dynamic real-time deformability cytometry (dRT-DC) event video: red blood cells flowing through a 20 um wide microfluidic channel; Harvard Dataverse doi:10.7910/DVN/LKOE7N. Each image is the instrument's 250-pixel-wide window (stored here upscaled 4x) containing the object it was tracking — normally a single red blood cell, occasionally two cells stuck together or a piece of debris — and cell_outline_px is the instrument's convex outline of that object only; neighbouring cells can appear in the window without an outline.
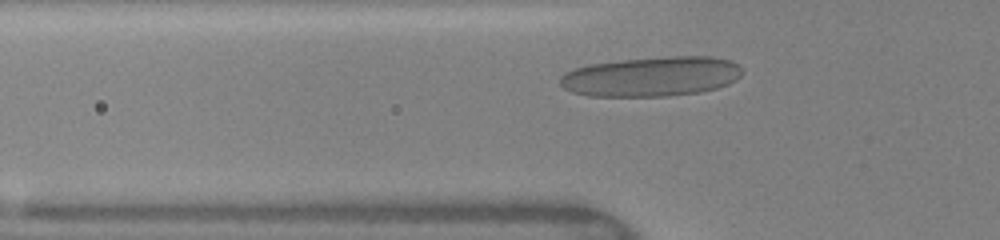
{"species": "human", "species_latin": "Homo sapiens", "temperature_condition": "warm", "stored_images_in_passage": 33, "camera_frame_rate_fps": 3000, "um_per_image_px": 0.085, "donor": {"sex": "female"}, "frame": {"image": 1, "passage_image": 7, "time_ms": 2.0, "image_size_px": [1000, 240], "cell_outline_px": [[744, 72], [736, 80], [728, 84], [716, 88], [700, 92], [668, 96], [588, 96], [572, 92], [564, 88], [560, 84], [560, 76], [564, 72], [588, 64], [620, 60], [668, 56], [712, 56], [732, 60]], "centroid_in_image_um": [55.38, 6.5], "position_along_channel_um": 70.4, "area_um2": 42.48}}
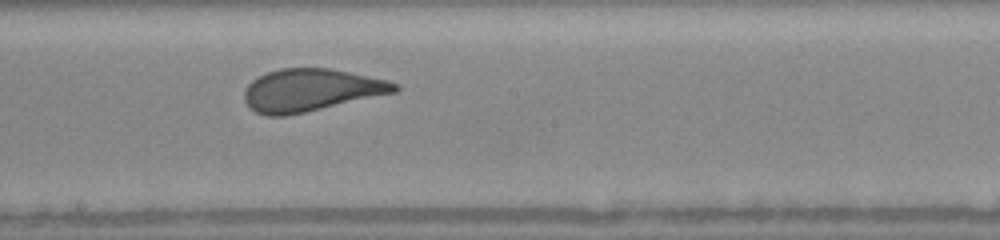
{"frame": {"image": 2, "passage_image": 18, "time_ms": 5.667, "image_size_px": [1000, 240], "cell_outline_px": [[400, 88], [396, 92], [304, 112], [284, 116], [268, 116], [256, 112], [248, 108], [244, 100], [244, 88], [252, 80], [268, 72], [280, 68], [328, 68], [388, 80], [400, 84]], "centroid_in_image_um": [26.4, 7.66], "position_along_channel_um": 221.8, "area_um2": 37.05}}
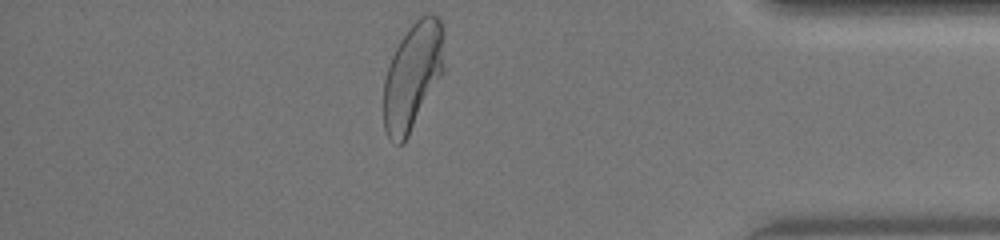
{"frame": {"image": 3, "passage_image": 33, "time_ms": 10.667, "image_size_px": [1000, 240], "cell_outline_px": [[444, 72], [404, 144], [396, 144], [388, 136], [384, 128], [384, 80], [388, 64], [400, 40], [408, 28], [420, 16], [428, 12], [432, 12], [440, 20], [444, 28]], "centroid_in_image_um": [35.1, 6.43], "position_along_channel_um": 400.1, "area_um2": 38.21}, "authors_computed_cell_mechanics": {"area_um2": 38.2058, "velocity_mm_per_s": 4.1208, "shape_relaxation_time_tau1_ms": 5.7897, "shape_relaxation_time_tau2_ms": null, "deformation_change_tau1": 0.1989, "deformation_change_tau2": null}}